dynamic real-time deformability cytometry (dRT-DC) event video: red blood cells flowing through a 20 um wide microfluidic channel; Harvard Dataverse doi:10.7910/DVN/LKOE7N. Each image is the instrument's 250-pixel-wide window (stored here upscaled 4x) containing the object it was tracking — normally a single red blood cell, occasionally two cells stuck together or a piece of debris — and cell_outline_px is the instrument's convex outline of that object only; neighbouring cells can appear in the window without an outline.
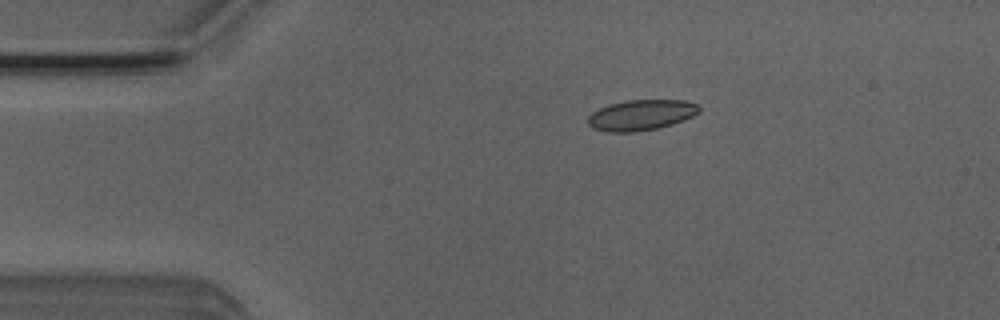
{"species": "Egyptian fruit bat (a non-hibernating species)", "species_latin": "Rousettus aegyptiacus", "temperature_condition": "room temperature", "stored_images_in_passage": 5, "camera_frame_rate_fps": 3000, "um_per_image_px": 0.085, "animal": {"sex": "male"}, "frame": {"image": 1, "passage_image": 5, "time_ms": 1.333, "image_size_px": [1000, 320], "cell_outline_px": [[700, 112], [684, 120], [672, 124], [656, 128], [636, 132], [608, 132], [592, 128], [588, 124], [588, 116], [592, 112], [608, 104], [624, 100], [684, 100], [696, 104], [700, 108]], "centroid_in_image_um": [54.47, 9.77], "position_along_channel_um": 30.5, "area_um2": 19.88}}